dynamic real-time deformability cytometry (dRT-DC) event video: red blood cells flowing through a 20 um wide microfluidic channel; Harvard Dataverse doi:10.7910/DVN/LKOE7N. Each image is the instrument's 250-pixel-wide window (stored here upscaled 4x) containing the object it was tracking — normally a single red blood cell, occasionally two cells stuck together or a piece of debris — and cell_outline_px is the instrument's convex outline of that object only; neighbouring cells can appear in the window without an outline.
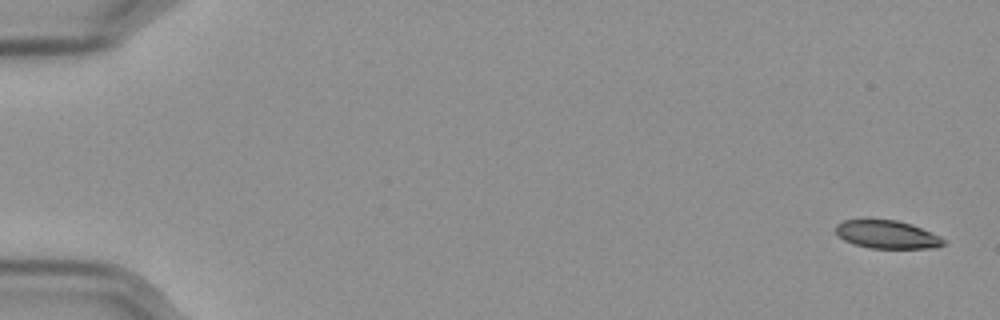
{"species": "Egyptian fruit bat (a non-hibernating species)", "species_latin": "Rousettus aegyptiacus", "temperature_condition": "cold", "stored_images_in_passage": 58, "segment_of_instrument_passage": [1, 2], "camera_frame_rate_fps": 3000, "um_per_image_px": 0.085, "frame": {"image": 1, "passage_image": 1, "time_ms": 0.0, "image_size_px": [1000, 320], "cell_outline_px": [[944, 244], [936, 248], [868, 248], [852, 244], [844, 240], [836, 232], [836, 224], [844, 220], [896, 220], [912, 224], [940, 236], [944, 240]], "centroid_in_image_um": [75.4, 19.94], "position_along_channel_um": 9.6, "area_um2": 17.57}}
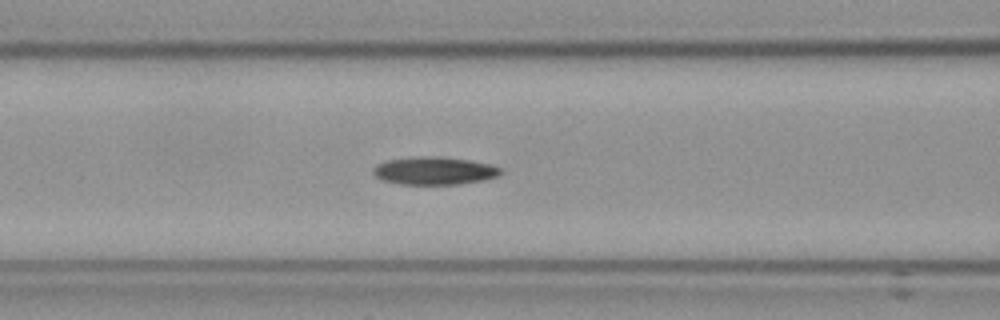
{"frame": {"image": 2, "passage_image": 24, "time_ms": 7.667, "image_size_px": [1000, 320], "cell_outline_px": [[504, 172], [496, 176], [484, 180], [456, 184], [400, 184], [384, 180], [376, 176], [372, 172], [372, 168], [388, 160], [424, 156], [436, 156], [468, 160], [488, 164], [500, 168]], "centroid_in_image_um": [36.92, 14.52], "position_along_channel_um": 129.7, "area_um2": 20.29}}
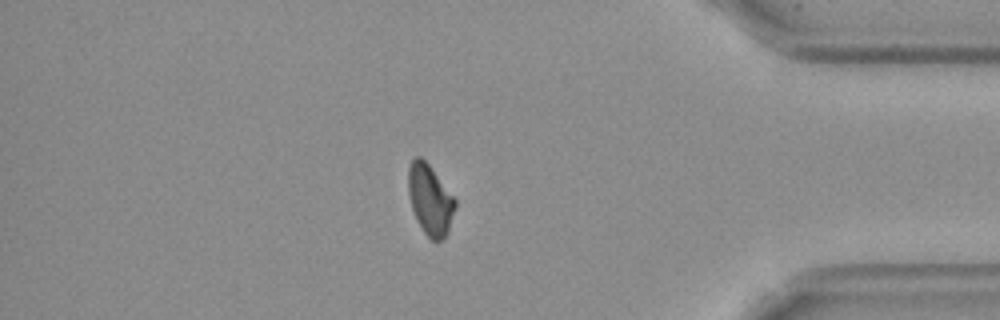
{"frame": {"image": 3, "passage_image": 49, "time_ms": 16.0, "image_size_px": [1000, 320], "cell_outline_px": [[456, 208], [448, 232], [440, 240], [432, 240], [424, 232], [412, 208], [408, 192], [408, 168], [412, 160], [416, 156], [420, 156], [428, 164], [456, 200]], "centroid_in_image_um": [36.56, 16.96], "position_along_channel_um": 398.6, "area_um2": 18.84}}